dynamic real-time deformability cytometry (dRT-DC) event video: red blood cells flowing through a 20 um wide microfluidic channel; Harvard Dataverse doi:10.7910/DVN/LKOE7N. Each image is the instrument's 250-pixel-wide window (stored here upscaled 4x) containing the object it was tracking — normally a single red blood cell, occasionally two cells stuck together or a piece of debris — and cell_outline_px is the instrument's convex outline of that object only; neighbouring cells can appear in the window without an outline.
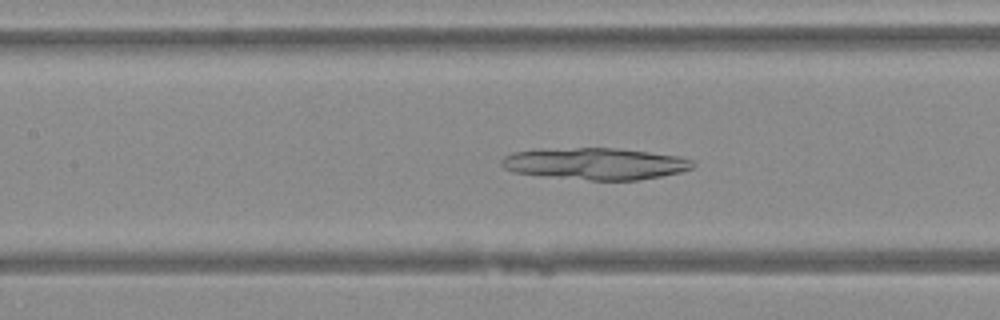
{"species": "Egyptian fruit bat (a non-hibernating species)", "species_latin": "Rousettus aegyptiacus", "temperature_condition": "warm", "stored_images_in_passage": 49, "camera_frame_rate_fps": 3000, "um_per_image_px": 0.085, "animal": {"sex": "female"}, "frame": {"image": 1, "passage_image": 22, "time_ms": 7.0, "image_size_px": [1000, 320], "cell_outline_px": [[696, 164], [692, 168], [680, 172], [660, 176], [636, 180], [592, 180], [512, 172], [504, 168], [500, 164], [500, 160], [504, 156], [512, 152], [532, 148], [612, 148], [648, 152], [676, 156], [692, 160]], "centroid_in_image_um": [50.53, 13.89], "position_along_channel_um": 156.9, "area_um2": 35.32}}
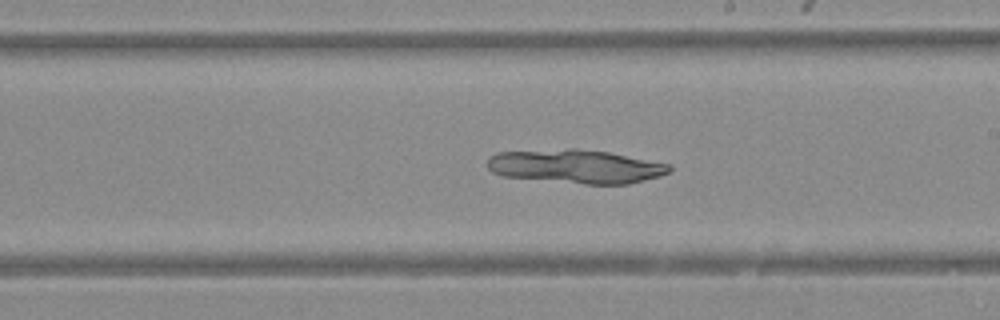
{"frame": {"image": 2, "passage_image": 28, "time_ms": 9.0, "image_size_px": [1000, 320], "cell_outline_px": [[672, 168], [668, 172], [660, 176], [628, 184], [584, 184], [504, 176], [492, 172], [488, 168], [488, 160], [496, 152], [568, 148], [576, 148], [608, 152], [672, 164]], "centroid_in_image_um": [48.97, 14.14], "position_along_channel_um": 240.0, "area_um2": 35.78}}